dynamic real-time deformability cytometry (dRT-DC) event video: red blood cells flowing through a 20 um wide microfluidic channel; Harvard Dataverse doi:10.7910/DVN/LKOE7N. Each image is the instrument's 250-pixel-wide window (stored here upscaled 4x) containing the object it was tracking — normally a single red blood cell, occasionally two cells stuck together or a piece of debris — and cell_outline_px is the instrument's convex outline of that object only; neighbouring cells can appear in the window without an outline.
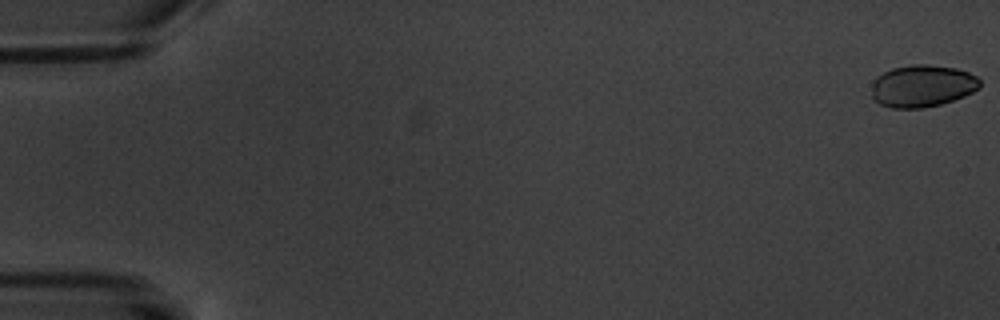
{"species": "common noctule bat (a hibernating species)", "species_latin": "Nyctalus noctula", "temperature_condition": "warm", "stored_images_in_passage": 7, "camera_frame_rate_fps": 3000, "um_per_image_px": 0.085, "animal": {"sex": "male", "body_mass_g": 20.1, "forearm_length_mm": 53.5}, "frame": {"image": 1, "passage_image": 1, "time_ms": 0.0, "image_size_px": [1000, 320], "cell_outline_px": [[980, 88], [964, 96], [940, 104], [920, 108], [892, 108], [880, 104], [872, 96], [872, 84], [876, 76], [892, 68], [912, 64], [928, 64], [956, 68], [968, 72], [976, 76], [980, 80]], "centroid_in_image_um": [78.39, 7.29], "position_along_channel_um": 6.6, "area_um2": 26.59}}